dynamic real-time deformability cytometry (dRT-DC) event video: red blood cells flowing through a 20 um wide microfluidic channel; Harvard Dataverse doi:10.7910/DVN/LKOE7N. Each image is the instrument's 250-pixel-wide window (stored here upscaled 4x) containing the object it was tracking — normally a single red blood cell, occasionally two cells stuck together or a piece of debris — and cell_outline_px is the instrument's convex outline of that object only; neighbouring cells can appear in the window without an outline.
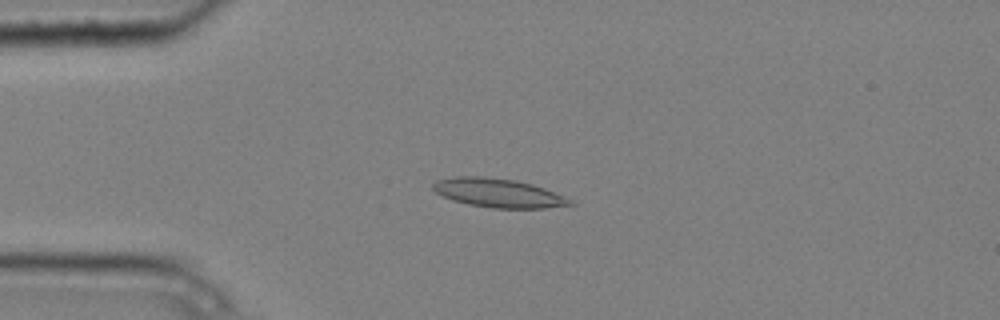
{"species": "common noctule bat (a hibernating species)", "species_latin": "Nyctalus noctula", "temperature_condition": "cold", "stored_images_in_passage": 7, "camera_frame_rate_fps": 3000, "um_per_image_px": 0.085, "animal": {"sex": "male", "body_mass_g": 20.4}, "frame": {"image": 1, "passage_image": 4, "time_ms": 1.0, "image_size_px": [1000, 320], "cell_outline_px": [[576, 204], [544, 208], [492, 208], [468, 204], [452, 200], [436, 192], [432, 188], [432, 184], [436, 180], [456, 176], [484, 176], [512, 180], [532, 184], [544, 188], [564, 196], [572, 200]], "centroid_in_image_um": [42.34, 16.4], "position_along_channel_um": 42.7, "area_um2": 22.95}}
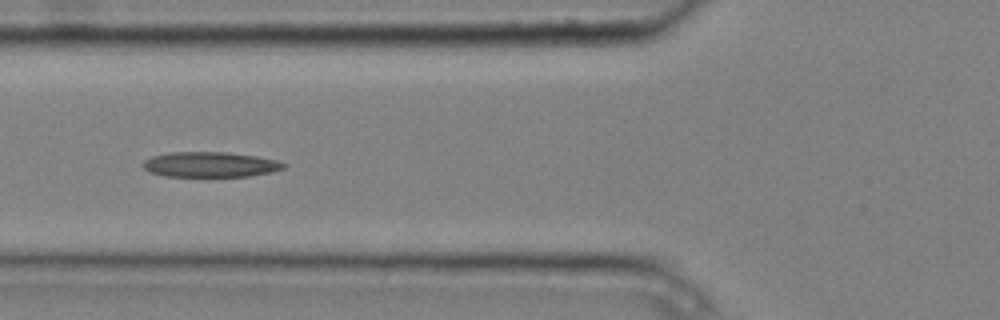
{"frame": {"image": 2, "passage_image": 6, "time_ms": 1.667, "image_size_px": [1000, 320], "cell_outline_px": [[288, 164], [284, 168], [272, 172], [248, 176], [164, 176], [152, 172], [144, 168], [140, 164], [144, 160], [152, 156], [168, 152], [228, 152], [256, 156], [276, 160]], "centroid_in_image_um": [17.86, 13.97], "position_along_channel_um": 107.9, "area_um2": 20.69}}
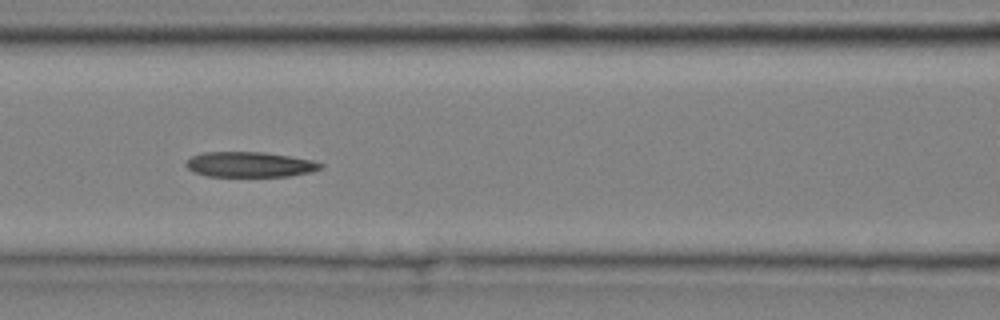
{"frame": {"image": 3, "passage_image": 7, "time_ms": 2.0, "image_size_px": [1000, 320], "cell_outline_px": [[324, 168], [312, 172], [288, 176], [204, 176], [192, 172], [184, 164], [192, 156], [200, 152], [264, 152], [312, 160], [324, 164]], "centroid_in_image_um": [21.22, 13.98], "position_along_channel_um": 145.4, "area_um2": 19.94}}